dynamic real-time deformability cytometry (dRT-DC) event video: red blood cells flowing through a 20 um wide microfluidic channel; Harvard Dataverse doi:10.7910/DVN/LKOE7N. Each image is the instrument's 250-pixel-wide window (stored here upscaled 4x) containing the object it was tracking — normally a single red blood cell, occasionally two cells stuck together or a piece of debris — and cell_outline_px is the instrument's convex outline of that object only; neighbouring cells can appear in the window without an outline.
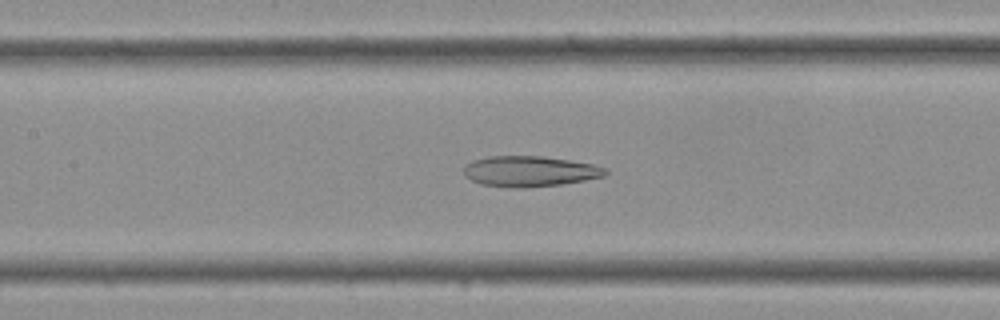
{"species": "Egyptian fruit bat (a non-hibernating species)", "species_latin": "Rousettus aegyptiacus", "temperature_condition": "cold", "stored_images_in_passage": 32, "camera_frame_rate_fps": 3000, "um_per_image_px": 0.085, "frame": {"image": 1, "passage_image": 15, "time_ms": 4.667, "image_size_px": [1000, 320], "cell_outline_px": [[608, 172], [604, 176], [584, 180], [560, 184], [524, 188], [508, 188], [480, 184], [464, 176], [464, 168], [472, 160], [488, 156], [540, 156], [568, 160], [592, 164], [604, 168]], "centroid_in_image_um": [44.98, 14.57], "position_along_channel_um": 162.4, "area_um2": 25.14}}
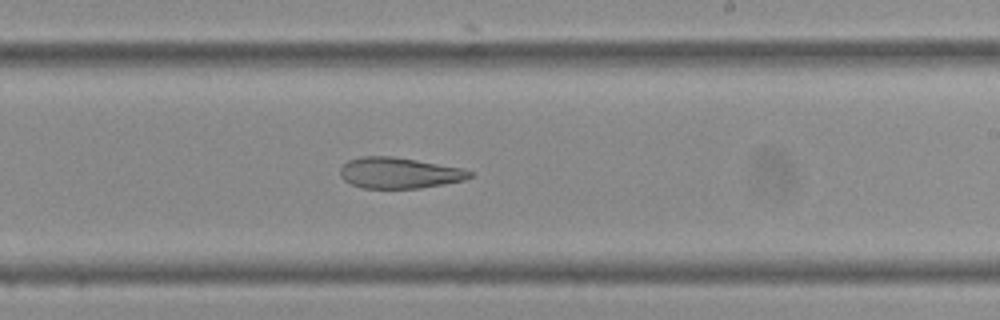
{"frame": {"image": 2, "passage_image": 20, "time_ms": 6.333, "image_size_px": [1000, 320], "cell_outline_px": [[472, 176], [464, 180], [444, 184], [420, 188], [364, 188], [352, 184], [344, 180], [340, 176], [340, 168], [348, 160], [360, 156], [392, 156], [416, 160], [460, 168], [472, 172]], "centroid_in_image_um": [33.89, 14.7], "position_along_channel_um": 255.1, "area_um2": 23.18}}
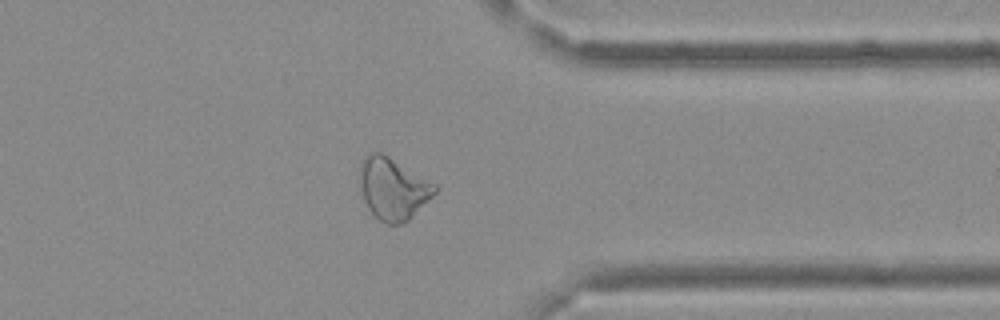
{"frame": {"image": 3, "passage_image": 27, "time_ms": 8.667, "image_size_px": [1000, 320], "cell_outline_px": [[436, 192], [408, 220], [400, 224], [384, 224], [368, 208], [364, 200], [360, 180], [360, 164], [364, 156], [372, 152], [380, 152], [388, 156], [436, 184]], "centroid_in_image_um": [33.39, 16.03], "position_along_channel_um": 378.0, "area_um2": 26.59}}